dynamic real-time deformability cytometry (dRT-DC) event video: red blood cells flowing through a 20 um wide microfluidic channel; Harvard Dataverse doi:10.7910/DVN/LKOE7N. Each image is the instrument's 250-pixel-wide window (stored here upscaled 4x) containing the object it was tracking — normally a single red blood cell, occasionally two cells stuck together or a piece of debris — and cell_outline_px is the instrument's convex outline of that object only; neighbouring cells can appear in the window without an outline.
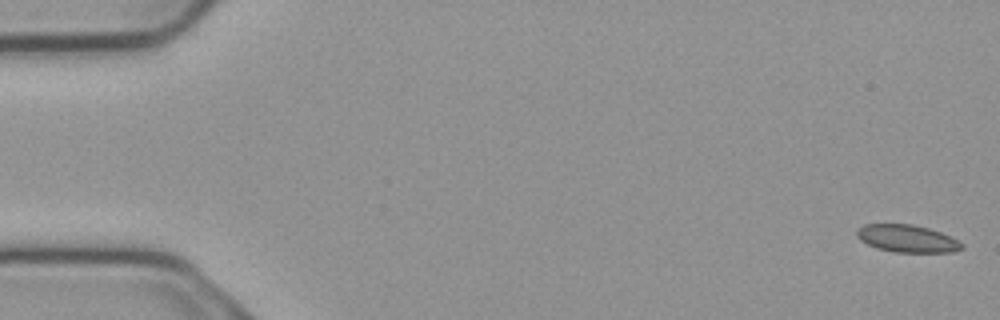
{"species": "common noctule bat (a hibernating species)", "species_latin": "Nyctalus noctula", "temperature_condition": "cold", "stored_images_in_passage": 5, "camera_frame_rate_fps": 3000, "um_per_image_px": 0.085, "animal": {"sex": "male", "body_mass_g": 23.1, "forearm_length_mm": 52.7}, "frame": {"image": 1, "passage_image": 1, "time_ms": 0.0, "image_size_px": [1000, 320], "cell_outline_px": [[964, 248], [952, 252], [892, 252], [876, 248], [860, 240], [856, 236], [856, 228], [864, 224], [912, 224], [928, 228], [940, 232], [964, 244]], "centroid_in_image_um": [77.06, 20.28], "position_along_channel_um": 7.9, "area_um2": 16.82}}
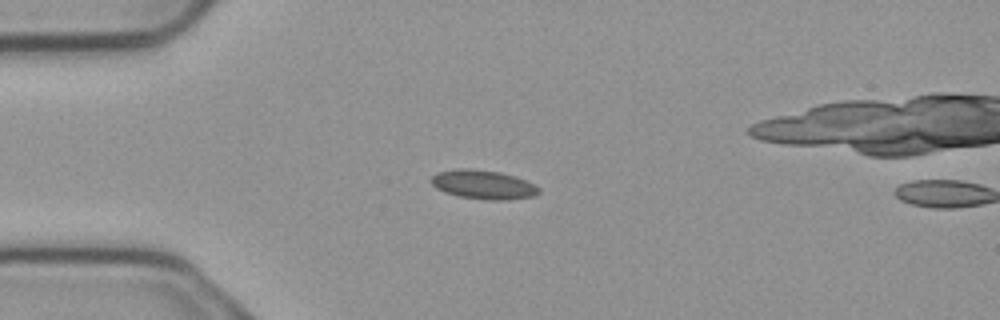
{"frame": {"image": 2, "passage_image": 4, "time_ms": 1.0, "image_size_px": [1000, 320], "cell_outline_px": [[540, 192], [532, 196], [508, 200], [488, 200], [460, 196], [444, 192], [436, 188], [428, 180], [432, 176], [440, 172], [456, 168], [468, 168], [500, 172], [516, 176], [536, 184], [540, 188]], "centroid_in_image_um": [41.09, 15.68], "position_along_channel_um": 43.9, "area_um2": 18.32}}